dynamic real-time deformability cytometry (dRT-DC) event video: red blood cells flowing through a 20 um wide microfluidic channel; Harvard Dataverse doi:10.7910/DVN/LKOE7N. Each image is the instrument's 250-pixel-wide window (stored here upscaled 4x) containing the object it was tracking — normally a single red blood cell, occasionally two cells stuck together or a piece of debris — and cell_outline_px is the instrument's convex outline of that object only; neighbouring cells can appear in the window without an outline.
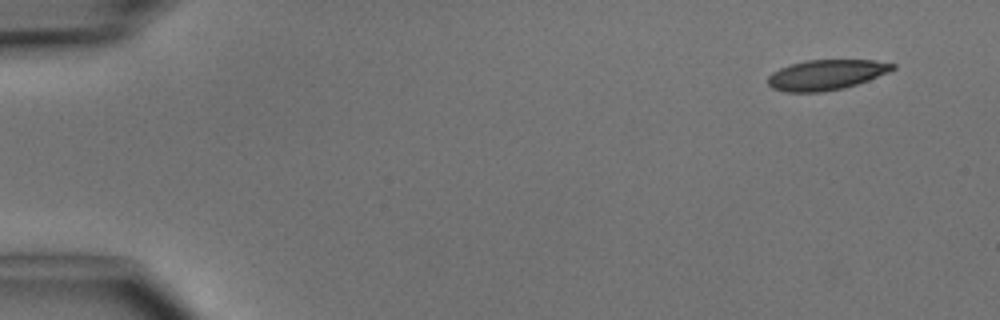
{"species": "common noctule bat (a hibernating species)", "species_latin": "Nyctalus noctula", "temperature_condition": "cold", "stored_images_in_passage": 5, "camera_frame_rate_fps": 3000, "um_per_image_px": 0.085, "animal": {"sex": "male", "body_mass_g": 15.6}, "frame": {"image": 1, "passage_image": 1, "time_ms": 0.0, "image_size_px": [1000, 320], "cell_outline_px": [[896, 68], [888, 72], [868, 80], [844, 88], [820, 92], [784, 92], [772, 88], [768, 84], [768, 76], [772, 72], [780, 68], [804, 60], [872, 60], [896, 64]], "centroid_in_image_um": [70.2, 6.36], "position_along_channel_um": 14.8, "area_um2": 21.91}}
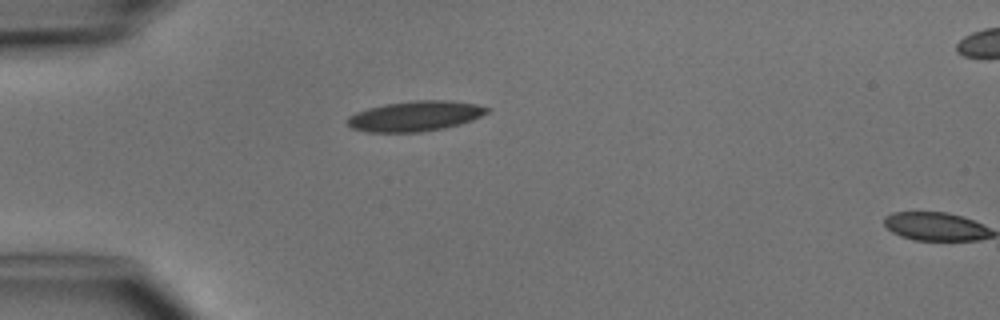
{"frame": {"image": 2, "passage_image": 4, "time_ms": 3.333, "image_size_px": [1000, 320], "cell_outline_px": [[492, 108], [488, 112], [472, 120], [460, 124], [444, 128], [420, 132], [368, 132], [352, 128], [344, 120], [348, 116], [356, 112], [368, 108], [384, 104], [412, 100], [452, 100], [476, 104]], "centroid_in_image_um": [35.28, 9.86], "position_along_channel_um": 49.7, "area_um2": 24.8}}